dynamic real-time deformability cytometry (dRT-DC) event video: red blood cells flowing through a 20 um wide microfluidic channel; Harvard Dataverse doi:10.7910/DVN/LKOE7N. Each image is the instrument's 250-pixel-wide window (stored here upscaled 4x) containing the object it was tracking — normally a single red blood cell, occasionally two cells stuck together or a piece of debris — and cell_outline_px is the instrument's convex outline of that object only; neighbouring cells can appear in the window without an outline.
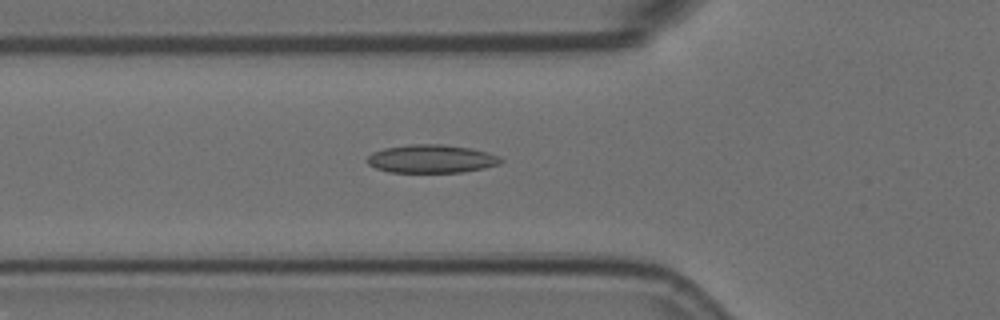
{"species": "Egyptian fruit bat (a non-hibernating species)", "species_latin": "Rousettus aegyptiacus", "temperature_condition": "room temperature", "stored_images_in_passage": 57, "camera_frame_rate_fps": 3000, "um_per_image_px": 0.085, "animal": {"sex": "female"}, "frame": {"image": 1, "passage_image": 19, "time_ms": 6.0, "image_size_px": [1000, 320], "cell_outline_px": [[504, 160], [500, 164], [484, 168], [464, 172], [388, 172], [376, 168], [368, 164], [368, 156], [372, 152], [384, 148], [408, 144], [440, 144], [472, 148], [488, 152], [500, 156]], "centroid_in_image_um": [36.7, 13.49], "position_along_channel_um": 89.1, "area_um2": 22.14}}
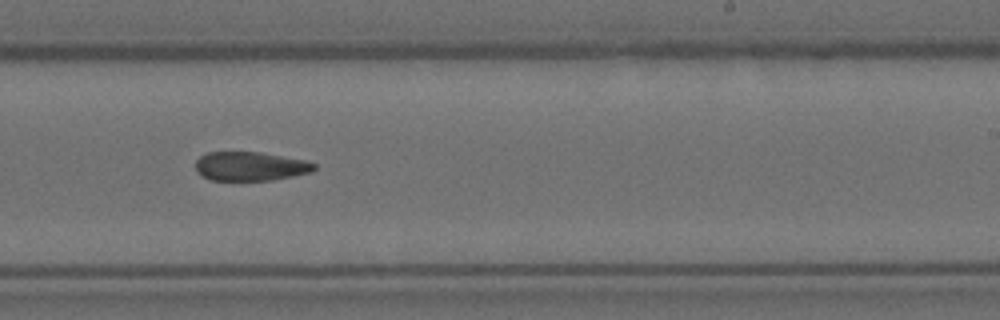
{"frame": {"image": 2, "passage_image": 34, "time_ms": 11.0, "image_size_px": [1000, 320], "cell_outline_px": [[316, 168], [312, 172], [272, 180], [212, 180], [200, 176], [196, 172], [196, 160], [200, 156], [208, 152], [260, 152], [308, 160], [316, 164]], "centroid_in_image_um": [21.28, 14.13], "position_along_channel_um": 267.7, "area_um2": 20.23}}
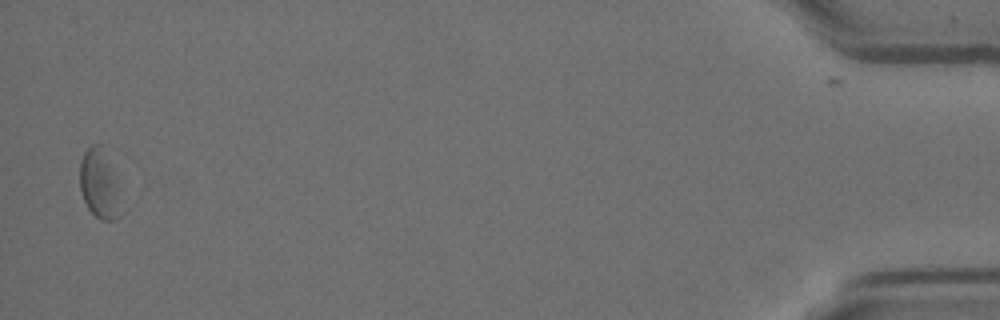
{"frame": {"image": 3, "passage_image": 55, "time_ms": 18.0, "image_size_px": [1000, 320], "cell_outline_px": [[124, 212], [116, 220], [100, 220], [88, 208], [80, 192], [80, 160], [84, 152], [92, 144], [104, 144], [112, 168]], "centroid_in_image_um": [8.47, 15.65], "position_along_channel_um": 426.7, "area_um2": 16.99}}